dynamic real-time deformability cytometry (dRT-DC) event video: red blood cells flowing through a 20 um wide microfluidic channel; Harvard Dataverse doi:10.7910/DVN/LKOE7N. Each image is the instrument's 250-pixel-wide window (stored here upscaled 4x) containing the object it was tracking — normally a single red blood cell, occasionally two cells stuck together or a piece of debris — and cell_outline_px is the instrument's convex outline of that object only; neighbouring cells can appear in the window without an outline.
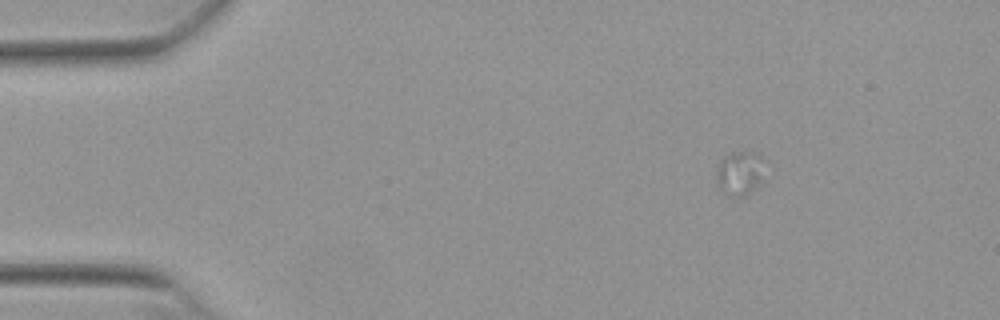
{"species": "Egyptian fruit bat (a non-hibernating species)", "species_latin": "Rousettus aegyptiacus", "temperature_condition": "warm", "stored_images_in_passage": 58, "camera_frame_rate_fps": 3000, "um_per_image_px": 0.085, "animal": {"sex": "female"}, "frame": {"image": 1, "passage_image": 9, "time_ms": 2.667, "image_size_px": [1000, 320], "cell_outline_px": [[764, 184], [744, 196], [728, 196], [724, 192], [716, 180], [716, 168], [720, 160], [724, 156], [732, 152], [748, 152], [760, 156], [764, 180]], "centroid_in_image_um": [62.88, 14.75], "position_along_channel_um": 22.1, "area_um2": 12.48}}